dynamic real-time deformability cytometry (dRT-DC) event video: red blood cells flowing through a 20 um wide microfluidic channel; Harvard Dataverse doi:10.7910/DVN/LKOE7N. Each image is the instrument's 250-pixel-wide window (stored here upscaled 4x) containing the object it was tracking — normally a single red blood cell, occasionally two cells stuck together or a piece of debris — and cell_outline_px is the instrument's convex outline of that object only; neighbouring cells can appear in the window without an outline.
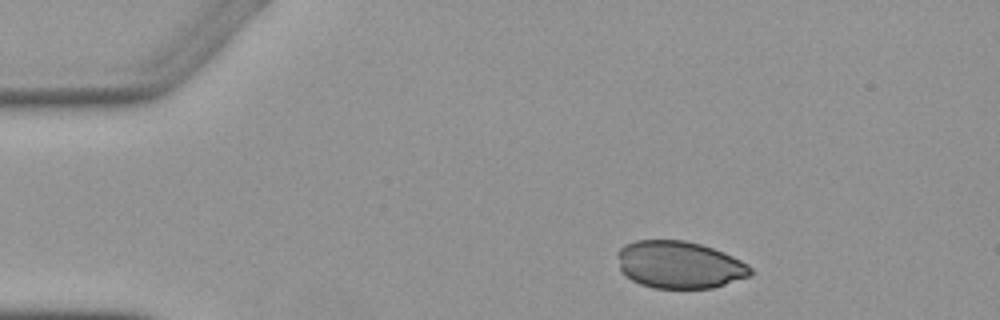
{"species": "Egyptian fruit bat (a non-hibernating species)", "species_latin": "Rousettus aegyptiacus", "temperature_condition": "warm", "stored_images_in_passage": 5, "camera_frame_rate_fps": 3000, "um_per_image_px": 0.085, "animal": {"sex": "female"}, "frame": {"image": 1, "passage_image": 1, "time_ms": 0.0, "image_size_px": [1000, 320], "cell_outline_px": [[756, 272], [752, 276], [712, 288], [652, 288], [640, 284], [624, 276], [620, 272], [616, 256], [616, 252], [624, 244], [636, 240], [684, 240], [700, 244], [724, 252], [748, 264]], "centroid_in_image_um": [57.73, 22.51], "position_along_channel_um": 27.3, "area_um2": 37.22}}